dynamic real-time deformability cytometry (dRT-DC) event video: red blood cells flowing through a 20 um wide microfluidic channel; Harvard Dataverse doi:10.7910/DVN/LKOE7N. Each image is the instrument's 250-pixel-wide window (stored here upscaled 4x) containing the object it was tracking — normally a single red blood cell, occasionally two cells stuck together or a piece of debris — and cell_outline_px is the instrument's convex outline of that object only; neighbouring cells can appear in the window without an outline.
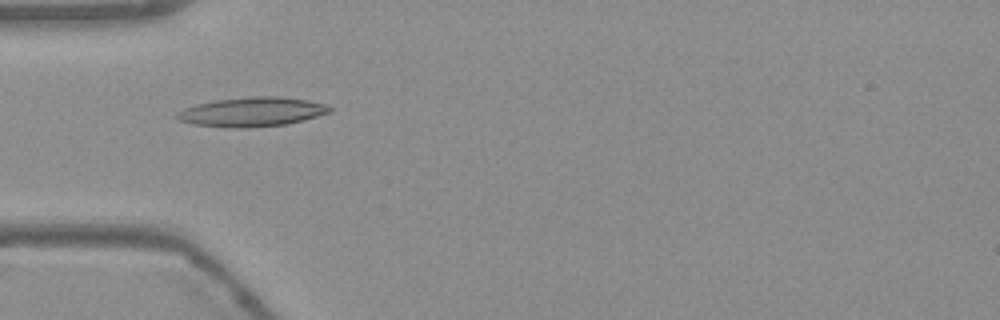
{"species": "Egyptian fruit bat (a non-hibernating species)", "species_latin": "Rousettus aegyptiacus", "temperature_condition": "warm", "stored_images_in_passage": 54, "camera_frame_rate_fps": 3000, "um_per_image_px": 0.085, "frame": {"image": 1, "passage_image": 17, "time_ms": 5.333, "image_size_px": [1000, 320], "cell_outline_px": [[332, 112], [284, 124], [244, 128], [232, 128], [192, 124], [180, 120], [176, 116], [176, 112], [184, 108], [196, 104], [216, 100], [252, 96], [276, 96], [308, 100], [324, 104], [332, 108]], "centroid_in_image_um": [21.39, 9.5], "position_along_channel_um": 63.6, "area_um2": 25.84}}
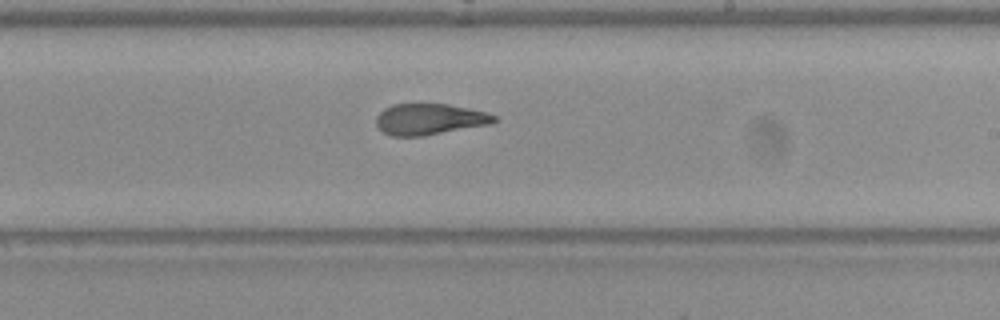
{"frame": {"image": 2, "passage_image": 32, "time_ms": 10.333, "image_size_px": [1000, 320], "cell_outline_px": [[496, 120], [492, 124], [424, 136], [392, 136], [384, 132], [376, 124], [376, 116], [384, 108], [392, 104], [448, 104], [468, 108], [484, 112], [496, 116]], "centroid_in_image_um": [36.5, 10.14], "position_along_channel_um": 252.5, "area_um2": 21.39}}
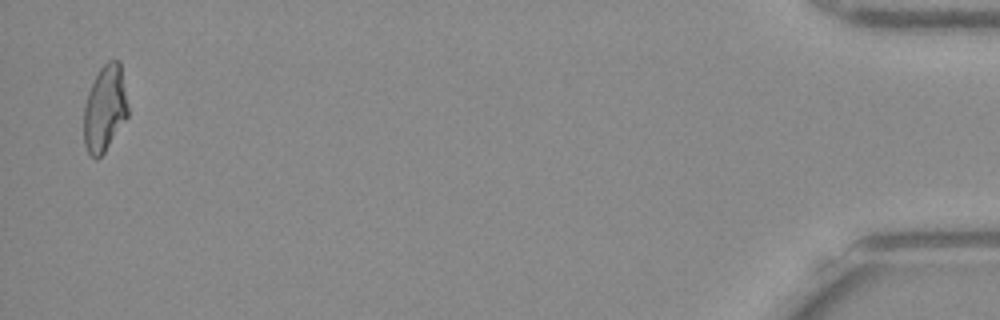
{"frame": {"image": 3, "passage_image": 53, "time_ms": 17.333, "image_size_px": [1000, 320], "cell_outline_px": [[128, 116], [104, 152], [96, 160], [88, 152], [84, 144], [84, 108], [88, 92], [100, 68], [108, 60], [120, 60], [128, 108]], "centroid_in_image_um": [8.91, 9.22], "position_along_channel_um": 426.3, "area_um2": 21.96}, "authors_computed_cell_mechanics": {"area_um2": 22.8599, "velocity_mm_per_s": 3.7786, "shape_relaxation_time_tau1_ms": null, "shape_relaxation_time_tau2_ms": 1.9939, "deformation_change_tau1": null, "deformation_change_tau2": 0.0872}}